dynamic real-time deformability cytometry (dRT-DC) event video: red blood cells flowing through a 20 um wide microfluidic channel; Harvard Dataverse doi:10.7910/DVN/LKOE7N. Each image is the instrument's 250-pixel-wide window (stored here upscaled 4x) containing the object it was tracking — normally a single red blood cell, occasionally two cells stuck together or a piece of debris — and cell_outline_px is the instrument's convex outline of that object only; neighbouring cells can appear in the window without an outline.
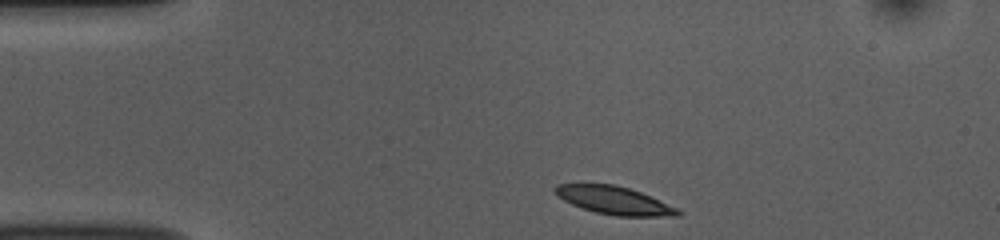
{"species": "common noctule bat (a hibernating species)", "species_latin": "Nyctalus noctula", "temperature_condition": "room temperature", "stored_images_in_passage": 37, "camera_frame_rate_fps": 3000, "um_per_image_px": 0.085, "animal": {"sex": "female", "body_mass_g": 10.0, "forearm_length_mm": 53.1}, "frame": {"image": 1, "passage_image": 1, "time_ms": 0.0, "image_size_px": [1000, 240], "cell_outline_px": [[684, 212], [680, 216], [616, 216], [596, 212], [572, 204], [564, 200], [552, 188], [556, 184], [616, 184], [640, 192], [676, 208]], "centroid_in_image_um": [52.22, 17.03], "position_along_channel_um": 32.8, "area_um2": 19.65}}
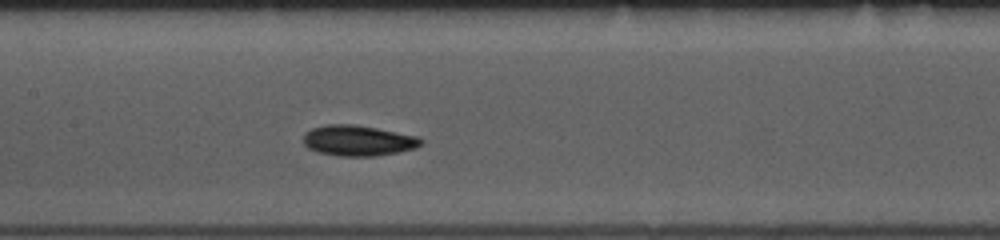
{"frame": {"image": 2, "passage_image": 16, "time_ms": 5.0, "image_size_px": [1000, 240], "cell_outline_px": [[424, 144], [416, 148], [376, 156], [336, 156], [316, 152], [308, 148], [304, 144], [304, 132], [312, 128], [328, 124], [352, 124], [376, 128], [420, 136], [424, 140]], "centroid_in_image_um": [30.46, 11.95], "position_along_channel_um": 176.9, "area_um2": 21.21}}
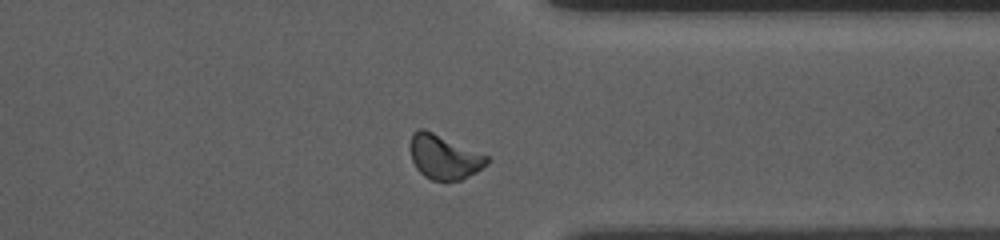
{"frame": {"image": 3, "passage_image": 32, "time_ms": 10.333, "image_size_px": [1000, 240], "cell_outline_px": [[488, 164], [476, 172], [460, 180], [444, 184], [432, 180], [424, 176], [416, 168], [412, 160], [408, 144], [412, 132], [416, 128], [424, 128], [488, 156]], "centroid_in_image_um": [37.69, 13.36], "position_along_channel_um": 373.7, "area_um2": 20.29}, "authors_computed_cell_mechanics": {"area_um2": 19.8832, "velocity_mm_per_s": 3.748, "shape_relaxation_time_tau1_ms": 2.113, "shape_relaxation_time_tau2_ms": 4.9364, "deformation_change_tau1": 0.1184, "deformation_change_tau2": 0.1128}}